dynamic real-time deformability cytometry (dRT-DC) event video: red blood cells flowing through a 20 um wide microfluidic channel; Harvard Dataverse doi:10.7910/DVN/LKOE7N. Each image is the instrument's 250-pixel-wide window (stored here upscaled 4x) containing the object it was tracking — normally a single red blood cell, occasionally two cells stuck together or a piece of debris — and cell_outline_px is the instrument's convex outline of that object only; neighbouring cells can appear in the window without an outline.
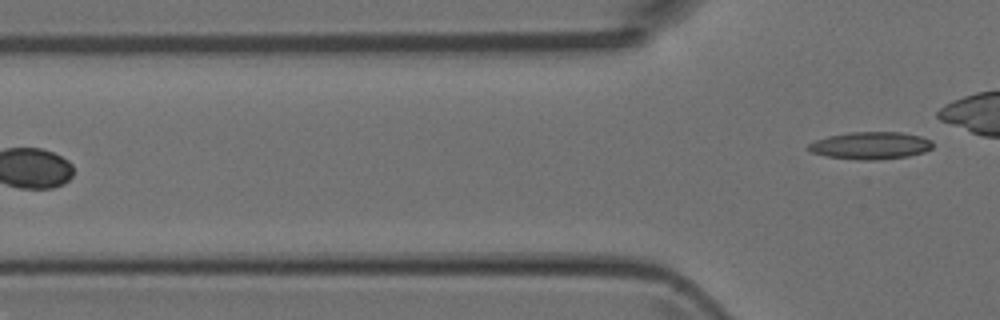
{"species": "Egyptian fruit bat (a non-hibernating species)", "species_latin": "Rousettus aegyptiacus", "temperature_condition": "room temperature", "stored_images_in_passage": 3, "camera_frame_rate_fps": 3000, "um_per_image_px": 0.085, "animal": {"sex": "female"}, "frame": {"image": 1, "passage_image": 3, "time_ms": 2.667, "image_size_px": [1000, 320], "cell_outline_px": [[932, 148], [924, 152], [908, 156], [876, 160], [860, 160], [824, 156], [812, 152], [808, 148], [808, 144], [816, 140], [828, 136], [848, 132], [904, 132], [920, 136], [932, 140]], "centroid_in_image_um": [74.01, 12.37], "position_along_channel_um": 51.8, "area_um2": 19.88}}